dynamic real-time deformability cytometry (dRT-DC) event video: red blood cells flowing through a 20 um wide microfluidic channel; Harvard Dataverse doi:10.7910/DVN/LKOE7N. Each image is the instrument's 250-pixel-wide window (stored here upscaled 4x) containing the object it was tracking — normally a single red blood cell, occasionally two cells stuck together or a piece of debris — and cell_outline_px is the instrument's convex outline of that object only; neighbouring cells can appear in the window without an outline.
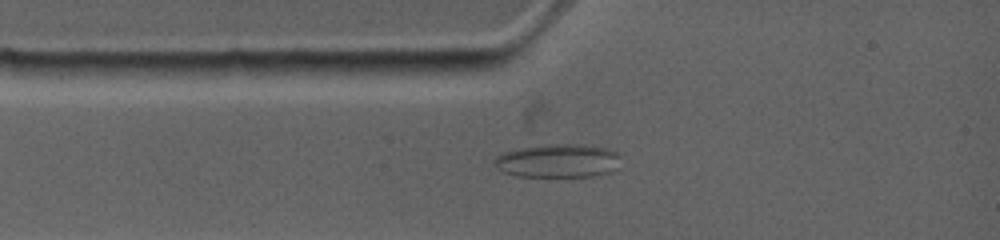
{"species": "common noctule bat (a hibernating species)", "species_latin": "Nyctalus noctula", "temperature_condition": "warm", "stored_images_in_passage": 24, "camera_frame_rate_fps": 4500, "um_per_image_px": 0.085, "animal": {"sex": "female", "body_mass_g": 19.0, "forearm_length_mm": 53.3}, "frame": {"image": 1, "passage_image": 2, "time_ms": 0.889, "image_size_px": [1000, 240], "cell_outline_px": [[616, 168], [608, 172], [592, 176], [560, 180], [548, 180], [516, 176], [504, 172], [496, 164], [496, 160], [500, 156], [508, 152], [528, 148], [600, 148], [612, 152], [616, 156]], "centroid_in_image_um": [47.37, 13.85], "position_along_channel_um": 37.6, "area_um2": 23.06}}
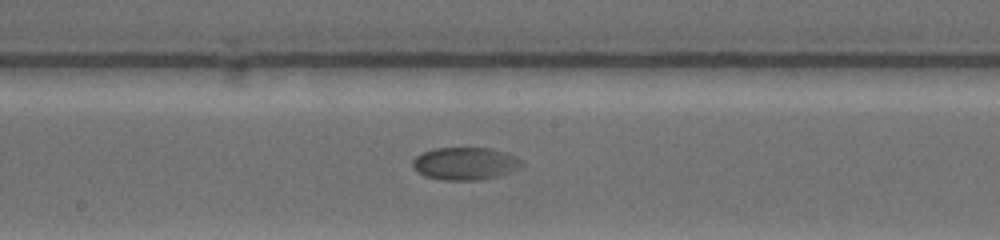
{"frame": {"image": 2, "passage_image": 11, "time_ms": 5.556, "image_size_px": [1000, 240], "cell_outline_px": [[520, 168], [500, 176], [480, 180], [444, 180], [424, 176], [416, 172], [412, 168], [412, 160], [416, 156], [424, 152], [440, 148], [484, 148], [496, 152], [516, 160], [520, 164]], "centroid_in_image_um": [39.38, 13.94], "position_along_channel_um": 208.8, "area_um2": 20.0}}
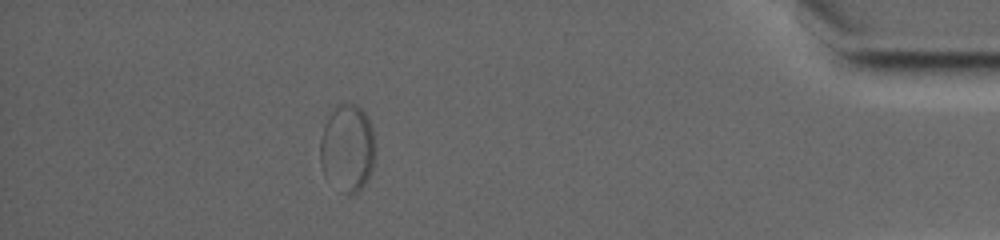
{"frame": {"image": 3, "passage_image": 21, "time_ms": 12.667, "image_size_px": [1000, 240], "cell_outline_px": [[376, 148], [372, 168], [364, 184], [356, 192], [348, 196], [324, 176], [320, 164], [320, 140], [324, 124], [328, 116], [336, 104], [356, 104], [368, 116], [372, 128]], "centroid_in_image_um": [29.52, 12.57], "position_along_channel_um": 405.7, "area_um2": 28.26}}